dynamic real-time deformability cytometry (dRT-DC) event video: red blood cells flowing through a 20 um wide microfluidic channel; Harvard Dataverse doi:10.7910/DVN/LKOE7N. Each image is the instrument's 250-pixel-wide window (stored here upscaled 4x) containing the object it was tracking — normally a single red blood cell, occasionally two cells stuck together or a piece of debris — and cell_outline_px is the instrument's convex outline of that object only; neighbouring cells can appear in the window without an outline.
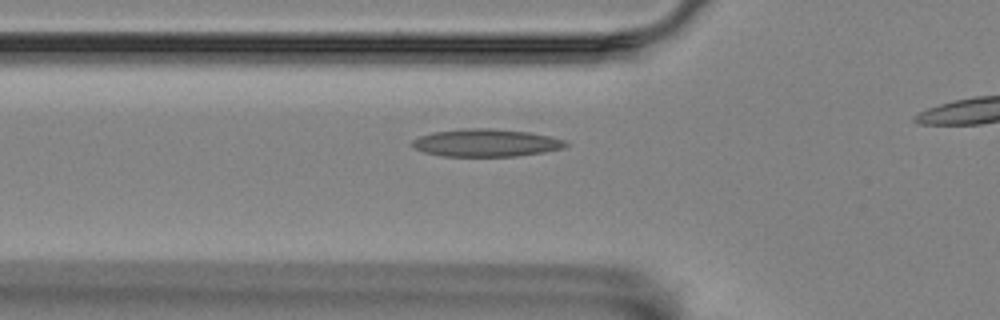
{"species": "Egyptian fruit bat (a non-hibernating species)", "species_latin": "Rousettus aegyptiacus", "temperature_condition": "room temperature", "stored_images_in_passage": 31, "camera_frame_rate_fps": 3000, "um_per_image_px": 0.085, "animal": {"sex": "female"}, "frame": {"image": 1, "passage_image": 4, "time_ms": 1.0, "image_size_px": [1000, 320], "cell_outline_px": [[568, 144], [564, 148], [544, 152], [516, 156], [444, 156], [424, 152], [416, 148], [412, 144], [412, 140], [420, 136], [432, 132], [464, 128], [492, 128], [528, 132], [548, 136], [564, 140]], "centroid_in_image_um": [41.31, 12.13], "position_along_channel_um": 84.5, "area_um2": 24.57}}
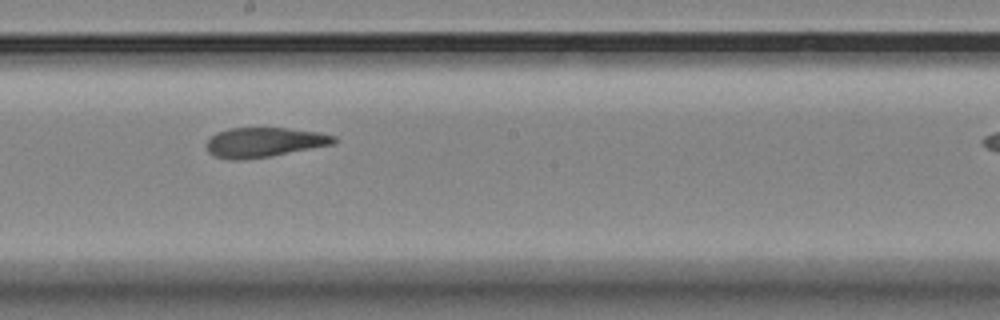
{"frame": {"image": 2, "passage_image": 16, "time_ms": 5.0, "image_size_px": [1000, 320], "cell_outline_px": [[336, 144], [272, 156], [244, 160], [228, 160], [216, 156], [208, 152], [204, 144], [216, 132], [228, 128], [288, 128], [320, 132], [336, 136]], "centroid_in_image_um": [22.46, 12.1], "position_along_channel_um": 225.7, "area_um2": 22.43}}
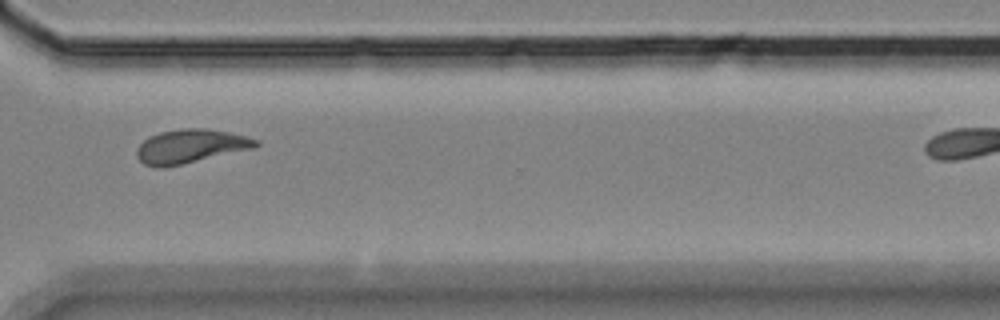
{"frame": {"image": 3, "passage_image": 27, "time_ms": 8.667, "image_size_px": [1000, 320], "cell_outline_px": [[260, 144], [256, 148], [164, 168], [156, 168], [144, 164], [136, 156], [136, 148], [148, 136], [160, 132], [180, 128], [204, 128], [228, 132], [248, 136], [260, 140]], "centroid_in_image_um": [16.21, 12.43], "position_along_channel_um": 354.4, "area_um2": 23.81}}